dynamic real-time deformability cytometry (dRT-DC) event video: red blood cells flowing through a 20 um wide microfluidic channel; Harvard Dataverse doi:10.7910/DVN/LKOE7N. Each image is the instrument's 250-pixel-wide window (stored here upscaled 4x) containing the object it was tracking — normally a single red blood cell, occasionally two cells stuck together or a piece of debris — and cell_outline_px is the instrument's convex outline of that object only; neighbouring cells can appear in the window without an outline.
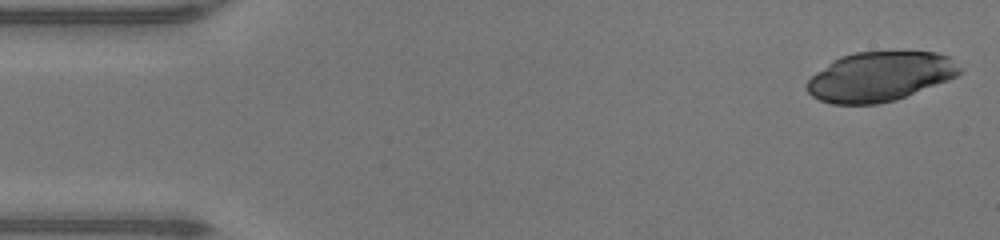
{"species": "human", "species_latin": "Homo sapiens", "temperature_condition": "warm", "stored_images_in_passage": 46, "camera_frame_rate_fps": 3000, "um_per_image_px": 0.085, "donor": {"sex": "male"}, "frame": {"image": 1, "passage_image": 1, "time_ms": 0.0, "image_size_px": [1000, 240], "cell_outline_px": [[960, 72], [956, 76], [948, 80], [896, 100], [876, 104], [832, 104], [820, 100], [812, 96], [808, 92], [804, 84], [816, 72], [832, 60], [840, 56], [856, 52], [936, 52], [948, 56], [960, 68]], "centroid_in_image_um": [74.74, 6.51], "position_along_channel_um": 10.3, "area_um2": 43.93}}
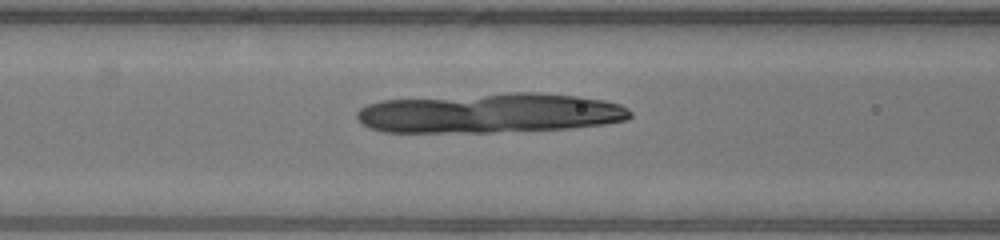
{"frame": {"image": 2, "passage_image": 18, "time_ms": 5.667, "image_size_px": [1000, 240], "cell_outline_px": [[632, 116], [628, 120], [604, 124], [568, 128], [492, 132], [384, 132], [368, 128], [356, 116], [356, 112], [360, 108], [368, 104], [380, 100], [508, 92], [536, 92], [580, 96], [604, 100], [620, 104], [628, 108], [632, 112]], "centroid_in_image_um": [41.67, 9.6], "position_along_channel_um": 124.9, "area_um2": 63.81}}
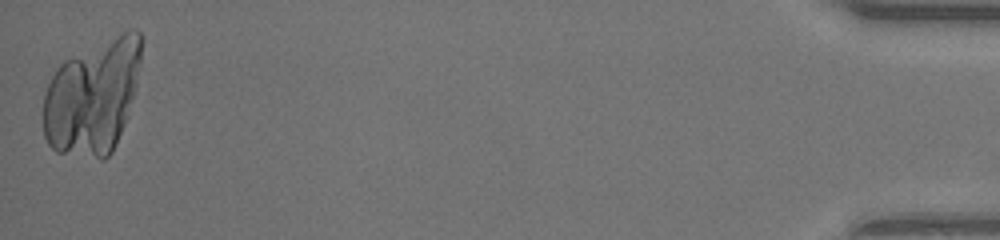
{"frame": {"image": 3, "passage_image": 46, "time_ms": 15.0, "image_size_px": [1000, 240], "cell_outline_px": [[140, 64], [136, 88], [128, 116], [116, 144], [112, 152], [104, 160], [100, 160], [56, 152], [48, 144], [44, 136], [44, 92], [56, 68], [64, 60], [128, 28], [136, 28], [140, 32]], "centroid_in_image_um": [7.88, 8.24], "position_along_channel_um": 427.3, "area_um2": 66.01}}